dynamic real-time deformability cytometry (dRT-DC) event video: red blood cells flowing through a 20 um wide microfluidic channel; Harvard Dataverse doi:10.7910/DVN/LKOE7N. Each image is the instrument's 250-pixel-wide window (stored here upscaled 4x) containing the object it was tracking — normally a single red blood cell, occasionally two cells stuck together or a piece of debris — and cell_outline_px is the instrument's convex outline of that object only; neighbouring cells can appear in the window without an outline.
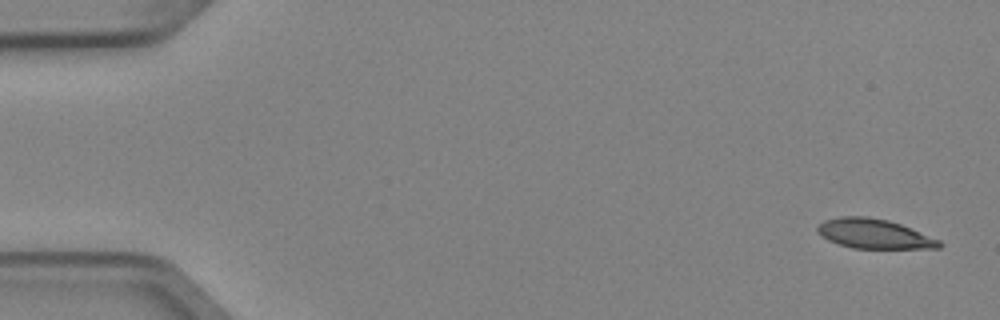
{"species": "Egyptian fruit bat (a non-hibernating species)", "species_latin": "Rousettus aegyptiacus", "temperature_condition": "cold", "stored_images_in_passage": 6, "camera_frame_rate_fps": 3000, "um_per_image_px": 0.085, "animal": {"sex": "female"}, "frame": {"image": 1, "passage_image": 1, "time_ms": 0.0, "image_size_px": [1000, 320], "cell_outline_px": [[944, 244], [940, 248], [852, 248], [828, 240], [820, 236], [816, 232], [816, 228], [824, 220], [840, 216], [868, 216], [888, 220], [900, 224], [940, 240]], "centroid_in_image_um": [74.27, 19.87], "position_along_channel_um": 10.7, "area_um2": 20.98}}
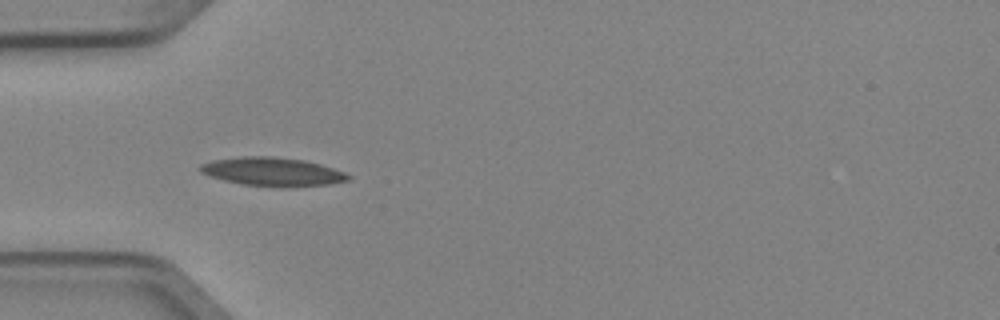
{"frame": {"image": 2, "passage_image": 5, "time_ms": 1.333, "image_size_px": [1000, 320], "cell_outline_px": [[352, 176], [348, 180], [328, 184], [280, 188], [244, 184], [224, 180], [200, 172], [196, 168], [200, 164], [212, 160], [240, 156], [272, 156], [304, 160], [320, 164], [344, 172]], "centroid_in_image_um": [23.13, 14.59], "position_along_channel_um": 61.9, "area_um2": 24.74}}
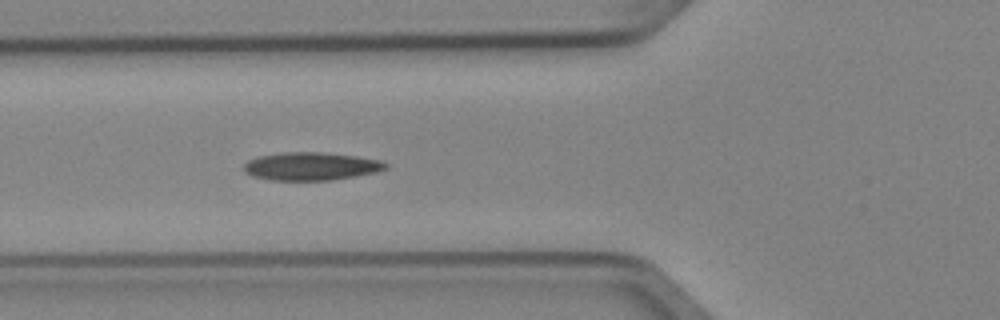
{"frame": {"image": 3, "passage_image": 6, "time_ms": 1.667, "image_size_px": [1000, 320], "cell_outline_px": [[388, 168], [376, 172], [356, 176], [332, 180], [268, 180], [252, 176], [244, 172], [244, 164], [248, 160], [260, 156], [280, 152], [324, 152], [356, 156], [380, 160], [388, 164]], "centroid_in_image_um": [26.43, 14.13], "position_along_channel_um": 99.4, "area_um2": 23.29}}